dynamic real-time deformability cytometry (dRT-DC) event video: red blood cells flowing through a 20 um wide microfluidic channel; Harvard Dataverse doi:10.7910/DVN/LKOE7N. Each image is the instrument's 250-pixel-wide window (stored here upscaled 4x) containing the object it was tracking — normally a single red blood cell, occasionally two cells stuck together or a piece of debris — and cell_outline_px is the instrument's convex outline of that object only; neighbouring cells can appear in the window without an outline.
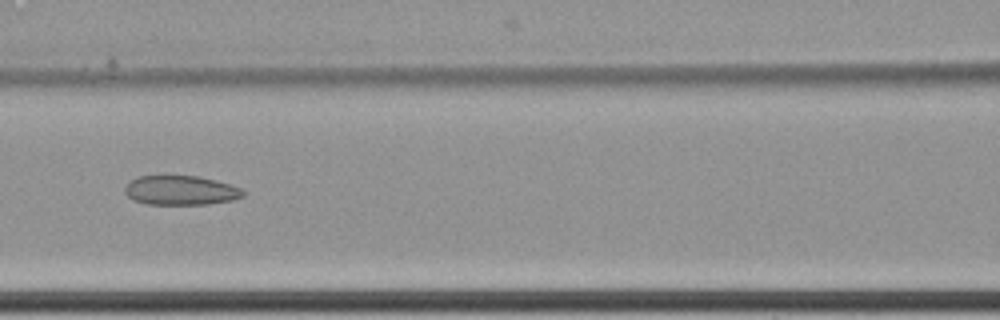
{"species": "common noctule bat (a hibernating species)", "species_latin": "Nyctalus noctula", "temperature_condition": "cold", "stored_images_in_passage": 7, "camera_frame_rate_fps": 3000, "um_per_image_px": 0.085, "animal": {"sex": "female", "body_mass_g": 22.7, "forearm_length_mm": 54.2}, "frame": {"image": 1, "passage_image": 7, "time_ms": 2.0, "image_size_px": [1000, 320], "cell_outline_px": [[244, 196], [232, 200], [208, 204], [144, 204], [132, 200], [124, 192], [124, 188], [132, 180], [140, 176], [200, 176], [232, 184], [240, 188], [244, 192]], "centroid_in_image_um": [15.37, 16.18], "position_along_channel_um": 151.2, "area_um2": 20.29}}